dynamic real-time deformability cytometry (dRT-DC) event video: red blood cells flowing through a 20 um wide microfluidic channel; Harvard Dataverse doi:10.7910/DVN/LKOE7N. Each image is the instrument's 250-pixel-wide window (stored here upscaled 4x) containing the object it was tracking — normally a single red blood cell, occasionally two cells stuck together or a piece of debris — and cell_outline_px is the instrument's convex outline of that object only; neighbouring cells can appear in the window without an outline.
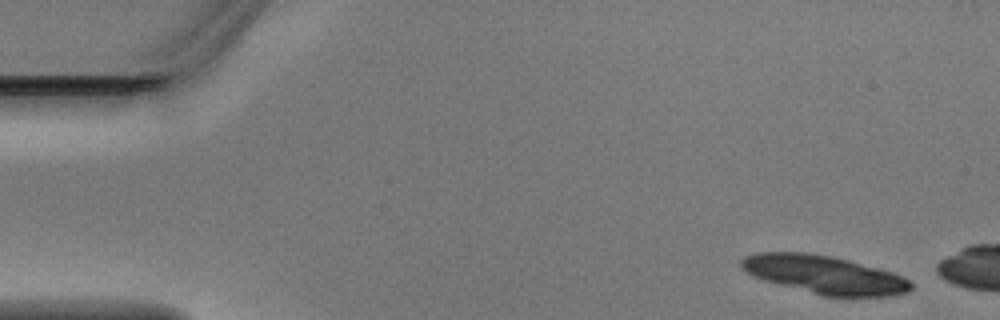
{"species": "Egyptian fruit bat (a non-hibernating species)", "species_latin": "Rousettus aegyptiacus", "temperature_condition": "warm", "stored_images_in_passage": 2, "camera_frame_rate_fps": 3000, "um_per_image_px": 0.085, "animal": {"sex": "male"}, "frame": {"image": 1, "passage_image": 1, "time_ms": 0.0, "image_size_px": [1000, 320], "cell_outline_px": [[912, 288], [908, 292], [884, 296], [824, 296], [764, 280], [752, 276], [740, 268], [740, 260], [744, 256], [756, 252], [804, 252], [832, 256], [848, 260], [876, 268], [900, 276], [908, 280], [912, 284]], "centroid_in_image_um": [69.98, 23.33], "position_along_channel_um": 15.0, "area_um2": 37.34}}